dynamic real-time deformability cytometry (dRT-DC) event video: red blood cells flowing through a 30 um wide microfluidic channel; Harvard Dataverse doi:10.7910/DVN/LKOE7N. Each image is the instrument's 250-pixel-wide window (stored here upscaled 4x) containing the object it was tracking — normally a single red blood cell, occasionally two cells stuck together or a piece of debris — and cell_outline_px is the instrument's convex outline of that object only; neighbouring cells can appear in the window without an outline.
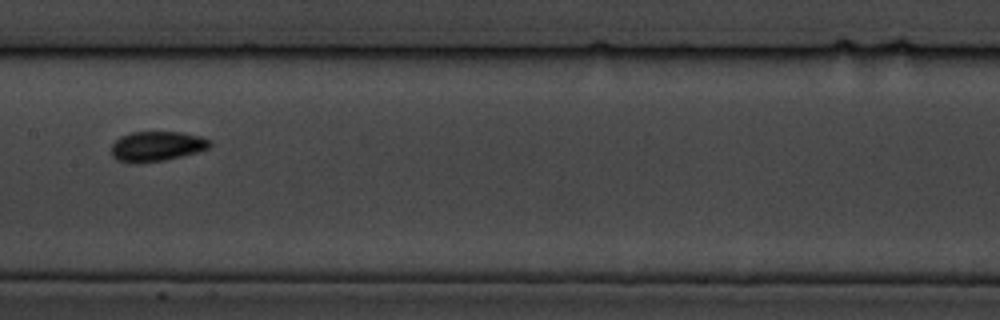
{"species": "common noctule bat (a hibernating species)", "species_latin": "Nyctalus noctula", "temperature_condition": "cold", "stored_images_in_passage": 10, "camera_frame_rate_fps": 3000, "um_per_image_px": 0.085, "animal": {"sex": "male", "body_mass_g": 19.5, "forearm_length_mm": 54.6}, "frame": {"image": 1, "passage_image": 9, "time_ms": 10.0, "image_size_px": [1000, 320], "cell_outline_px": [[212, 144], [208, 148], [196, 152], [164, 160], [132, 164], [116, 160], [112, 156], [112, 144], [120, 136], [132, 132], [180, 132], [200, 136], [212, 140]], "centroid_in_image_um": [13.3, 12.43], "position_along_channel_um": 194.1, "area_um2": 17.22}}
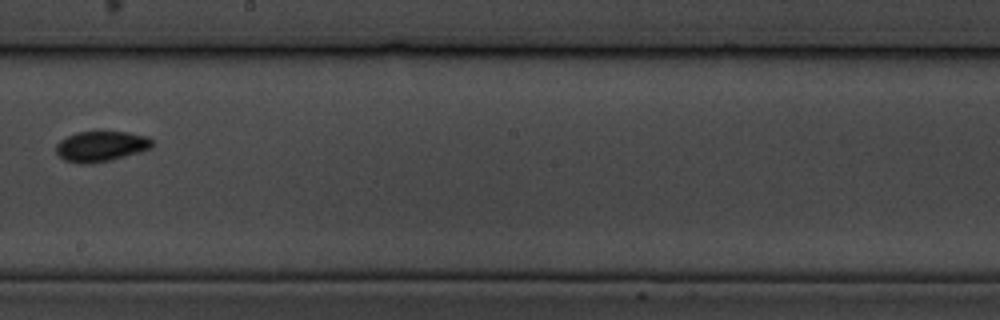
{"frame": {"image": 2, "passage_image": 10, "time_ms": 11.333, "image_size_px": [1000, 320], "cell_outline_px": [[152, 148], [124, 156], [108, 160], [84, 164], [80, 164], [64, 160], [56, 152], [56, 144], [60, 140], [76, 132], [128, 132], [148, 136], [152, 140]], "centroid_in_image_um": [8.57, 12.42], "position_along_channel_um": 239.6, "area_um2": 16.82}}